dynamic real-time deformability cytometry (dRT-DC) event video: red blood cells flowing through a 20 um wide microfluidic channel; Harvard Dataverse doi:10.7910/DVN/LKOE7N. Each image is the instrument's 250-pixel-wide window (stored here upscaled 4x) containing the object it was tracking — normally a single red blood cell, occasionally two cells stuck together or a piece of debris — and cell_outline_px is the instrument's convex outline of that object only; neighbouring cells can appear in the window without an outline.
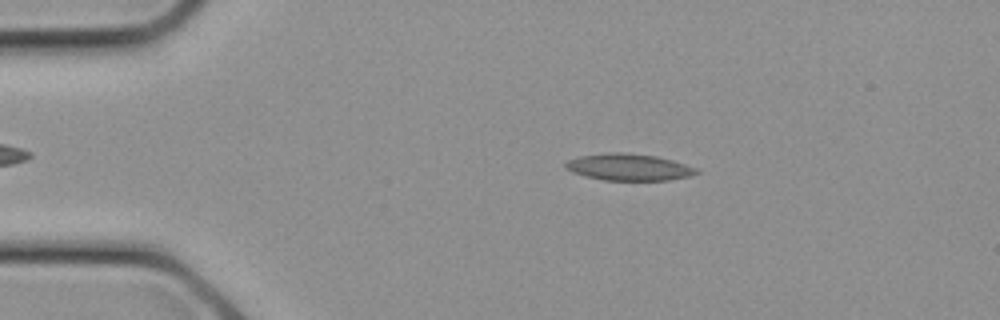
{"species": "common noctule bat (a hibernating species)", "species_latin": "Nyctalus noctula", "temperature_condition": "cold", "stored_images_in_passage": 16, "camera_frame_rate_fps": 3000, "um_per_image_px": 0.085, "animal": {"sex": "female", "body_mass_g": 21.9}, "frame": {"image": 1, "passage_image": 5, "time_ms": 1.333, "image_size_px": [1000, 320], "cell_outline_px": [[700, 172], [688, 176], [668, 180], [604, 180], [584, 176], [572, 172], [564, 168], [564, 164], [568, 160], [580, 156], [604, 152], [624, 152], [656, 156], [672, 160], [696, 168]], "centroid_in_image_um": [53.39, 14.2], "position_along_channel_um": 31.6, "area_um2": 20.4}}
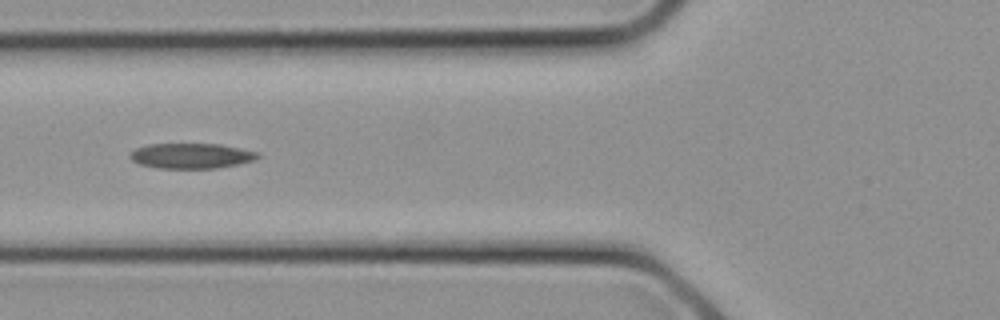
{"frame": {"image": 2, "passage_image": 10, "time_ms": 3.0, "image_size_px": [1000, 320], "cell_outline_px": [[260, 156], [252, 160], [236, 164], [216, 168], [156, 168], [140, 164], [132, 160], [128, 156], [136, 148], [148, 144], [220, 144], [260, 152]], "centroid_in_image_um": [16.24, 13.24], "position_along_channel_um": 109.6, "area_um2": 18.67}}
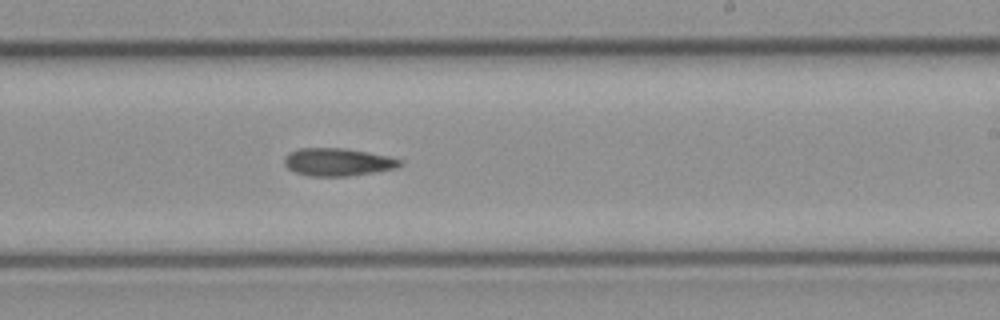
{"frame": {"image": 3, "passage_image": 16, "time_ms": 5.0, "image_size_px": [1000, 320], "cell_outline_px": [[404, 164], [396, 168], [348, 176], [308, 176], [296, 172], [288, 168], [284, 164], [284, 156], [288, 152], [300, 148], [344, 148], [388, 156], [404, 160]], "centroid_in_image_um": [28.7, 13.77], "position_along_channel_um": 260.3, "area_um2": 18.73}}